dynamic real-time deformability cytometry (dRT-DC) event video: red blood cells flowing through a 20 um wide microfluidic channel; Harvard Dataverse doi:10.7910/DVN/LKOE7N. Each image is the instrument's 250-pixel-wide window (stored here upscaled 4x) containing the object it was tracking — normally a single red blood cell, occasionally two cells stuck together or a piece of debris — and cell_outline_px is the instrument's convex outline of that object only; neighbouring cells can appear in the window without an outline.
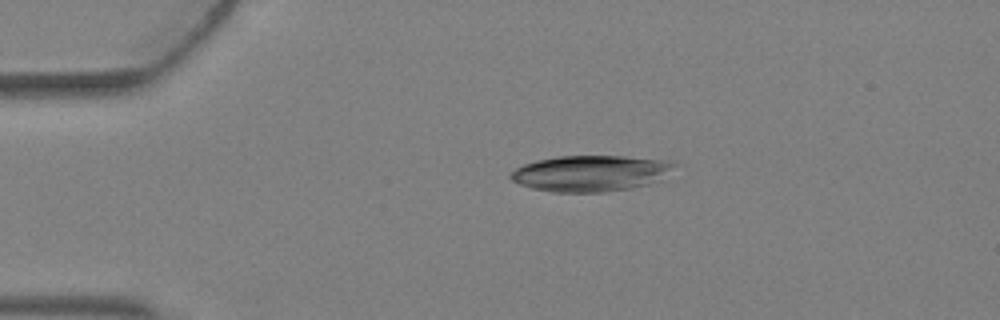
{"species": "Egyptian fruit bat (a non-hibernating species)", "species_latin": "Rousettus aegyptiacus", "temperature_condition": "warm", "stored_images_in_passage": 1, "camera_frame_rate_fps": 3000, "um_per_image_px": 0.085, "animal": {"sex": "female"}, "frame": {"image": 1, "passage_image": 1, "time_ms": 0.0, "image_size_px": [1000, 320], "cell_outline_px": [[672, 164], [664, 180], [652, 184], [632, 188], [604, 192], [552, 192], [532, 188], [520, 184], [512, 180], [508, 176], [516, 168], [524, 164], [536, 160], [556, 156], [624, 156], [668, 160]], "centroid_in_image_um": [50.2, 14.74], "position_along_channel_um": 34.8, "area_um2": 34.45}}